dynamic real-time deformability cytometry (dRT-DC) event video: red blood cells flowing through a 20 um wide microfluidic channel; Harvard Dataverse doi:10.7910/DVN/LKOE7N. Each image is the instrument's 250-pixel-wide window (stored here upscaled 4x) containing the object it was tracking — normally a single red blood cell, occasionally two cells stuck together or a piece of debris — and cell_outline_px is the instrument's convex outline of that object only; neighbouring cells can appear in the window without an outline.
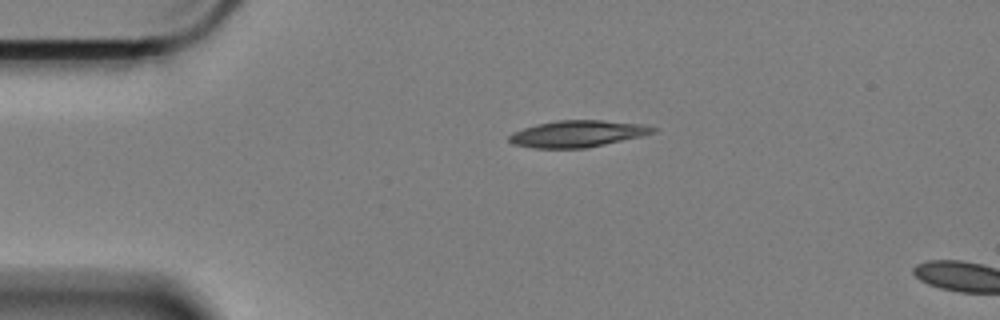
{"species": "Egyptian fruit bat (a non-hibernating species)", "species_latin": "Rousettus aegyptiacus", "temperature_condition": "cold", "stored_images_in_passage": 4, "camera_frame_rate_fps": 3000, "um_per_image_px": 0.085, "animal": {"sex": "female"}, "frame": {"image": 1, "passage_image": 1, "time_ms": 0.0, "image_size_px": [1000, 320], "cell_outline_px": [[656, 128], [652, 132], [640, 136], [604, 144], [584, 148], [532, 148], [512, 144], [508, 140], [508, 136], [512, 132], [536, 124], [556, 120], [600, 120], [640, 124]], "centroid_in_image_um": [48.98, 11.37], "position_along_channel_um": 36.0, "area_um2": 22.02}}